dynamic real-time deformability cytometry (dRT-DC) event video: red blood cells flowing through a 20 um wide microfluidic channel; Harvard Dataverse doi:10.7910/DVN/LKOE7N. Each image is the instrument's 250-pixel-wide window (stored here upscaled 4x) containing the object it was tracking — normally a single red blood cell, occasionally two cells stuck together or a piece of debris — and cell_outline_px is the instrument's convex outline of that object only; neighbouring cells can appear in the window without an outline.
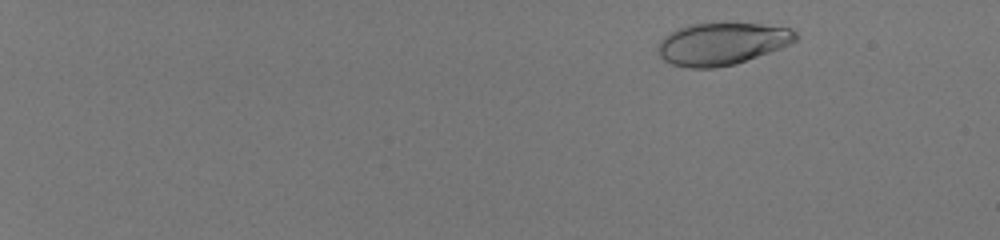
{"species": "human", "species_latin": "Homo sapiens", "temperature_condition": "room temperature", "stored_images_in_passage": 52, "camera_frame_rate_fps": 3000, "um_per_image_px": 0.085, "donor": {"sex": "male"}, "frame": {"image": 1, "passage_image": 5, "time_ms": 1.333, "image_size_px": [1000, 240], "cell_outline_px": [[796, 40], [780, 48], [736, 64], [712, 68], [688, 68], [672, 64], [664, 60], [660, 56], [656, 48], [656, 44], [668, 32], [676, 28], [688, 24], [760, 24], [792, 28], [796, 32]], "centroid_in_image_um": [61.3, 3.72], "position_along_channel_um": 23.7, "area_um2": 33.87}}
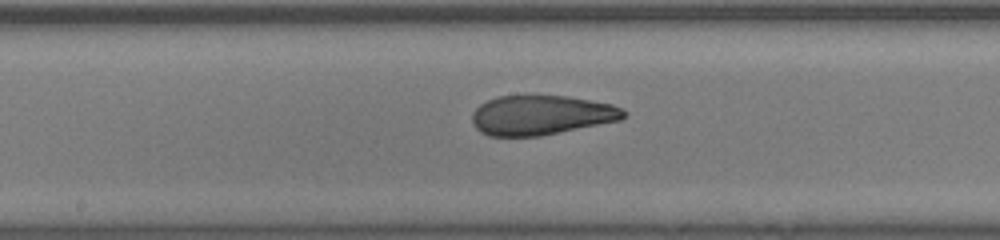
{"frame": {"image": 2, "passage_image": 32, "time_ms": 10.333, "image_size_px": [1000, 240], "cell_outline_px": [[628, 116], [620, 120], [540, 136], [488, 136], [480, 132], [472, 124], [472, 112], [480, 104], [496, 96], [568, 96], [612, 104], [624, 108], [628, 112]], "centroid_in_image_um": [46.01, 9.79], "position_along_channel_um": 202.2, "area_um2": 35.14}}
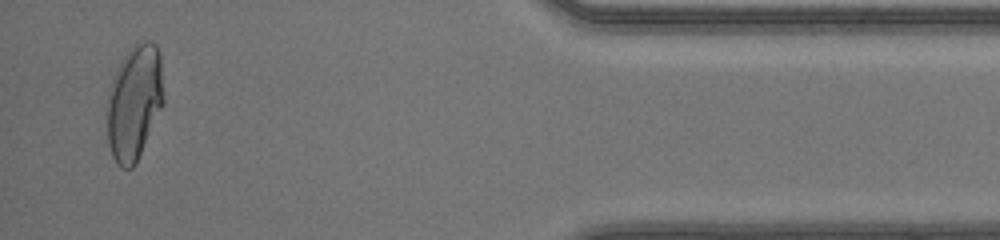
{"frame": {"image": 3, "passage_image": 51, "time_ms": 16.667, "image_size_px": [1000, 240], "cell_outline_px": [[164, 104], [136, 164], [132, 168], [120, 168], [116, 164], [112, 156], [108, 144], [104, 104], [108, 88], [112, 76], [120, 60], [132, 44], [144, 40], [148, 40], [156, 44], [160, 52], [164, 92]], "centroid_in_image_um": [11.38, 8.69], "position_along_channel_um": 423.8, "area_um2": 39.54}, "authors_computed_cell_mechanics": {"area_um2": 35.0557, "velocity_mm_per_s": 4.1502, "shape_relaxation_time_tau1_ms": 8.54, "shape_relaxation_time_tau2_ms": 0.9206, "deformation_change_tau1": 0.3038, "deformation_change_tau2": 0.0656}}